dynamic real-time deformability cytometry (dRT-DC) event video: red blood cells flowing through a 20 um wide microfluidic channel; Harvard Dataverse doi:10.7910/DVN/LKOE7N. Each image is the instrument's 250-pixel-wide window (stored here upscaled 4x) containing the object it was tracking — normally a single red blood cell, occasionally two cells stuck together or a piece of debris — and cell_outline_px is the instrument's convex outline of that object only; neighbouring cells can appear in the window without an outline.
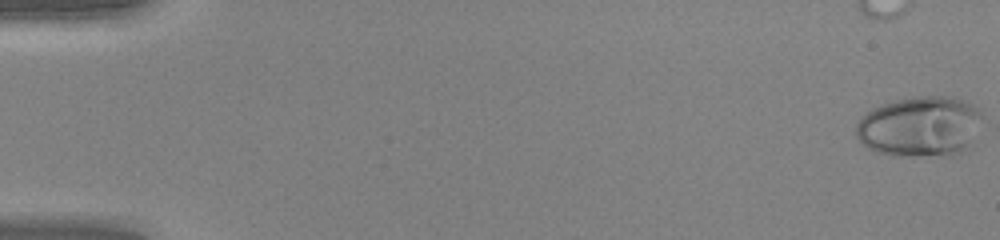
{"species": "human", "species_latin": "Homo sapiens", "temperature_condition": "warm", "stored_images_in_passage": 50, "camera_frame_rate_fps": 3000, "um_per_image_px": 0.085, "donor": {"sex": "female"}, "frame": {"image": 1, "passage_image": 1, "time_ms": 0.0, "image_size_px": [1000, 240], "cell_outline_px": [[984, 116], [972, 148], [968, 152], [956, 156], [892, 156], [876, 152], [868, 148], [856, 136], [856, 124], [872, 108], [896, 100], [920, 96], [952, 96], [968, 100], [980, 108]], "centroid_in_image_um": [78.33, 10.78], "position_along_channel_um": 6.7, "area_um2": 45.84}}
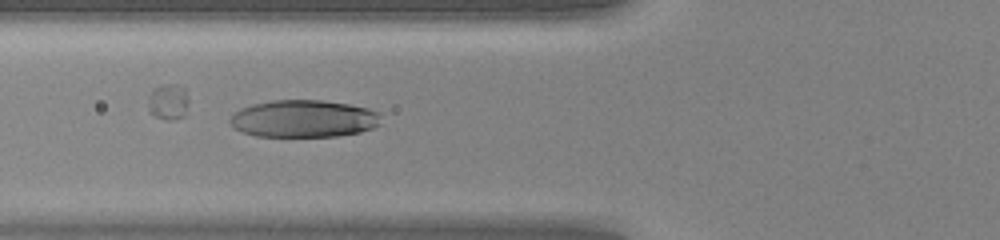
{"frame": {"image": 2, "passage_image": 20, "time_ms": 6.333, "image_size_px": [1000, 240], "cell_outline_px": [[380, 124], [372, 128], [360, 132], [336, 136], [256, 136], [244, 132], [228, 124], [228, 120], [240, 108], [252, 104], [272, 100], [324, 100], [348, 104], [368, 108], [380, 112]], "centroid_in_image_um": [25.82, 10.08], "position_along_channel_um": 100.0, "area_um2": 32.89}}
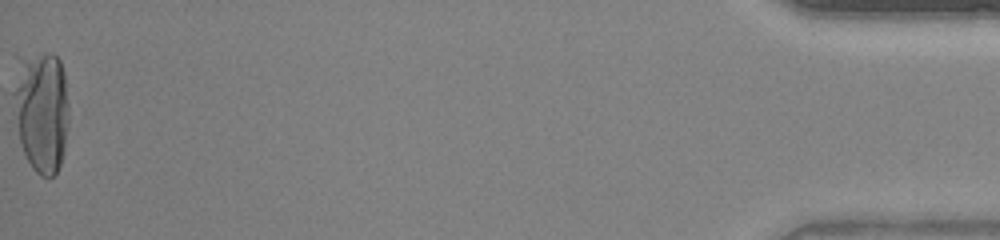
{"frame": {"image": 3, "passage_image": 50, "time_ms": 16.333, "image_size_px": [1000, 240], "cell_outline_px": [[68, 124], [64, 152], [60, 164], [56, 172], [52, 176], [40, 176], [32, 168], [20, 144], [12, 92], [16, 56], [48, 52], [52, 52], [60, 60], [64, 72], [68, 104]], "centroid_in_image_um": [3.5, 9.36], "position_along_channel_um": 431.7, "area_um2": 40.17}, "authors_computed_cell_mechanics": {"area_um2": 37.4255, "velocity_mm_per_s": 4.2495, "shape_relaxation_time_tau1_ms": 4.2014, "shape_relaxation_time_tau2_ms": null, "deformation_change_tau1": 0.2547, "deformation_change_tau2": null}}